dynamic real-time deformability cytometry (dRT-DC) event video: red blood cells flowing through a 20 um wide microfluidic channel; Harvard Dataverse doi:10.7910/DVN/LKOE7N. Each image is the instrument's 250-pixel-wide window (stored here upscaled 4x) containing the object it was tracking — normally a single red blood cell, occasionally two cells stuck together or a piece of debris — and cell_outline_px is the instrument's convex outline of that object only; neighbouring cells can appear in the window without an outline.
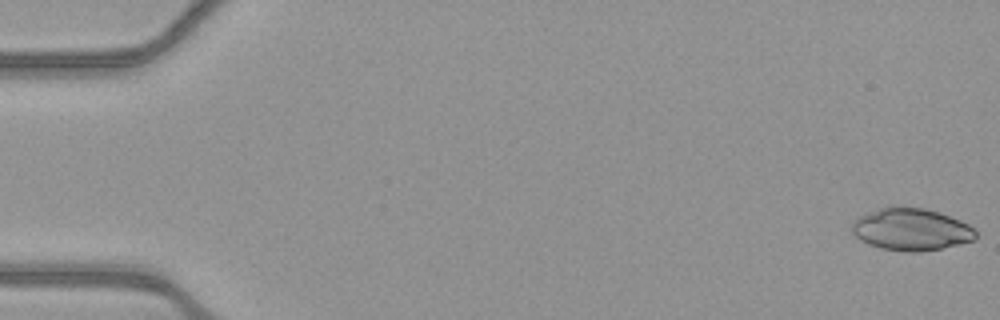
{"species": "common noctule bat (a hibernating species)", "species_latin": "Nyctalus noctula", "temperature_condition": "warm", "stored_images_in_passage": 53, "camera_frame_rate_fps": 3000, "um_per_image_px": 0.085, "animal": {"sex": "female", "body_mass_g": 21.9}, "frame": {"image": 1, "passage_image": 1, "time_ms": 0.0, "image_size_px": [1000, 320], "cell_outline_px": [[976, 240], [940, 248], [920, 252], [904, 252], [880, 248], [868, 244], [860, 240], [852, 232], [852, 220], [860, 216], [880, 208], [924, 208], [940, 212], [960, 220], [976, 228]], "centroid_in_image_um": [77.47, 19.52], "position_along_channel_um": 7.5, "area_um2": 30.29}}